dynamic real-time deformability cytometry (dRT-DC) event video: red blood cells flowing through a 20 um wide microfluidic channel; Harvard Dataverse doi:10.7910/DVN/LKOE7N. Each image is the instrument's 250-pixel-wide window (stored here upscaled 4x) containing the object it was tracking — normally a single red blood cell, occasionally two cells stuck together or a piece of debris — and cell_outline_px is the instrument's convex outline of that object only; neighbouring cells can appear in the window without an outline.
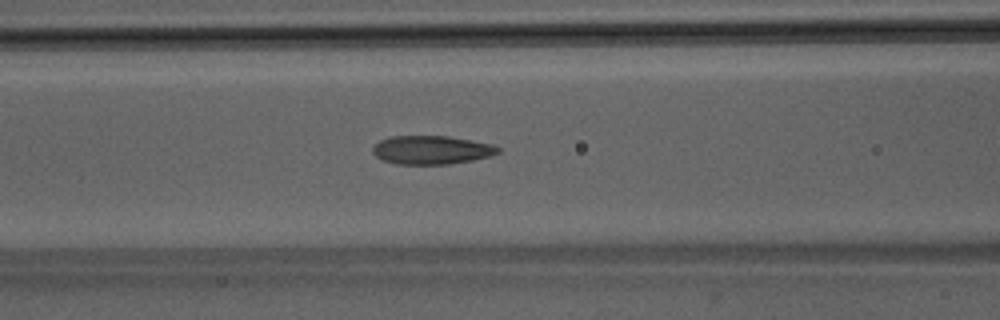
{"species": "Egyptian fruit bat (a non-hibernating species)", "species_latin": "Rousettus aegyptiacus", "temperature_condition": "room temperature", "stored_images_in_passage": 50, "camera_frame_rate_fps": 3000, "um_per_image_px": 0.085, "animal": {"sex": "male"}, "frame": {"image": 1, "passage_image": 21, "time_ms": 6.667, "image_size_px": [1000, 320], "cell_outline_px": [[500, 152], [492, 156], [472, 160], [448, 164], [396, 164], [380, 160], [372, 152], [372, 148], [380, 140], [388, 136], [448, 136], [492, 144], [500, 148]], "centroid_in_image_um": [36.66, 12.75], "position_along_channel_um": 129.9, "area_um2": 20.98}}
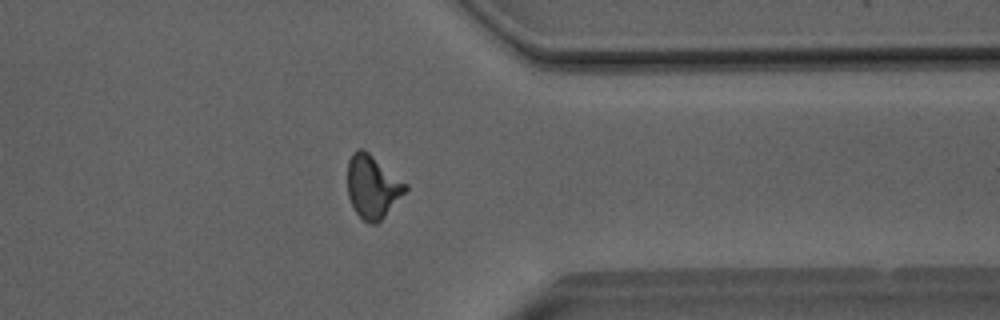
{"frame": {"image": 2, "passage_image": 40, "time_ms": 13.0, "image_size_px": [1000, 320], "cell_outline_px": [[408, 188], [384, 216], [376, 224], [368, 224], [356, 212], [348, 196], [348, 160], [352, 152], [356, 148], [364, 148], [408, 184]], "centroid_in_image_um": [31.65, 15.82], "position_along_channel_um": 379.7, "area_um2": 21.21}}
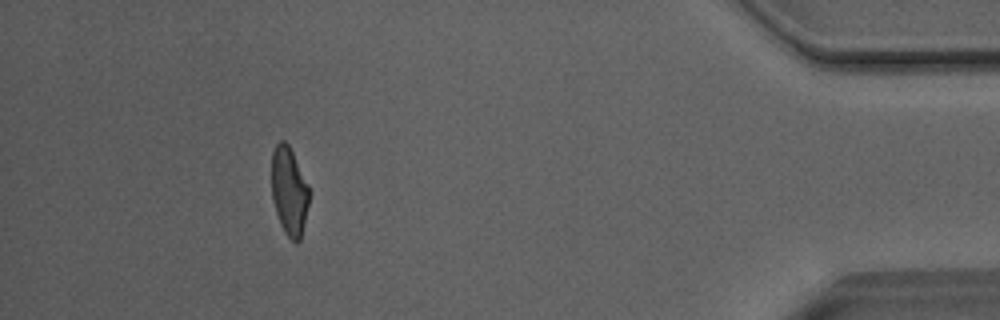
{"frame": {"image": 3, "passage_image": 46, "time_ms": 15.0, "image_size_px": [1000, 320], "cell_outline_px": [[308, 204], [300, 240], [296, 244], [284, 232], [280, 224], [272, 200], [272, 152], [276, 144], [280, 140], [284, 140], [288, 144], [308, 184]], "centroid_in_image_um": [24.56, 16.25], "position_along_channel_um": 410.6, "area_um2": 19.07}, "authors_computed_cell_mechanics": {"area_um2": 20.9525, "velocity_mm_per_s": 4.0608, "shape_relaxation_time_tau1_ms": 10.1147, "shape_relaxation_time_tau2_ms": 1.7661, "deformation_change_tau1": 0.2581, "deformation_change_tau2": 0.0869}}